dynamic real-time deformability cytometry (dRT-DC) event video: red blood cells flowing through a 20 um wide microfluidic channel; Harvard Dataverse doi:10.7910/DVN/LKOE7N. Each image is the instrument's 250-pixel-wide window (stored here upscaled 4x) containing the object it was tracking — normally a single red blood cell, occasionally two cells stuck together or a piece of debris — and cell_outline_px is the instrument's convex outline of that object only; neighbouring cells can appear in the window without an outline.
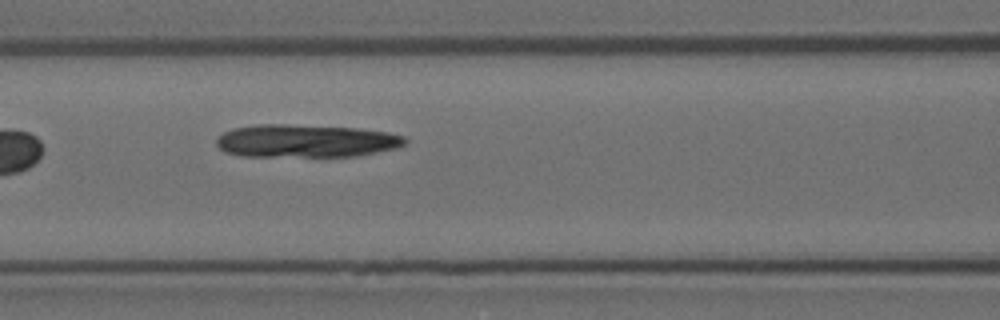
{"species": "Egyptian fruit bat (a non-hibernating species)", "species_latin": "Rousettus aegyptiacus", "temperature_condition": "room temperature", "stored_images_in_passage": 4, "camera_frame_rate_fps": 3000, "um_per_image_px": 0.085, "animal": {"sex": "female"}, "frame": {"image": 1, "passage_image": 4, "time_ms": 3.667, "image_size_px": [1000, 320], "cell_outline_px": [[408, 140], [404, 144], [396, 148], [356, 156], [244, 156], [224, 152], [216, 144], [216, 140], [224, 132], [232, 128], [256, 124], [284, 124], [356, 128], [388, 132], [404, 136]], "centroid_in_image_um": [25.98, 11.97], "position_along_channel_um": 140.6, "area_um2": 36.13}}